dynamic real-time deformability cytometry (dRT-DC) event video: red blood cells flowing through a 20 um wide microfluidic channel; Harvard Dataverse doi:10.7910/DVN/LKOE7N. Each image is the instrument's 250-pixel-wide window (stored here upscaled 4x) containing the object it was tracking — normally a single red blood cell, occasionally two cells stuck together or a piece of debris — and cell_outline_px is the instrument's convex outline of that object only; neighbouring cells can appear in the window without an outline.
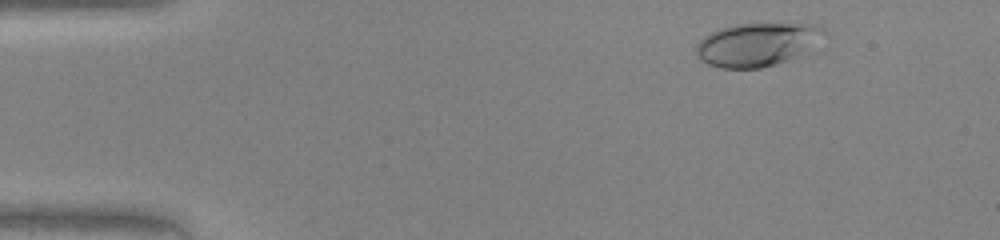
{"species": "human", "species_latin": "Homo sapiens", "temperature_condition": "warm", "stored_images_in_passage": 45, "camera_frame_rate_fps": 3000, "um_per_image_px": 0.085, "donor": {"sex": "female"}, "frame": {"image": 1, "passage_image": 4, "time_ms": 1.0, "image_size_px": [1000, 240], "cell_outline_px": [[828, 36], [788, 60], [776, 64], [760, 68], [720, 68], [708, 64], [700, 60], [696, 56], [696, 44], [704, 36], [720, 28], [736, 24], [812, 24], [824, 28], [828, 32]], "centroid_in_image_um": [64.34, 3.77], "position_along_channel_um": 20.7, "area_um2": 32.19}}
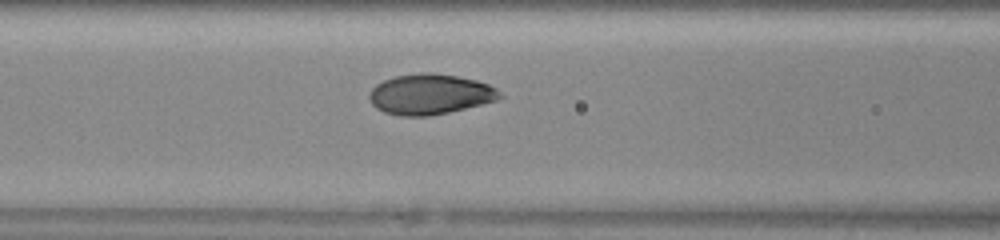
{"frame": {"image": 2, "passage_image": 18, "time_ms": 5.667, "image_size_px": [1000, 240], "cell_outline_px": [[504, 96], [496, 100], [448, 112], [428, 116], [400, 116], [384, 112], [376, 108], [372, 104], [368, 96], [368, 92], [376, 84], [384, 80], [396, 76], [420, 72], [432, 72], [456, 76], [476, 80], [488, 84], [496, 88]], "centroid_in_image_um": [36.52, 8.0], "position_along_channel_um": 130.1, "area_um2": 30.69}}
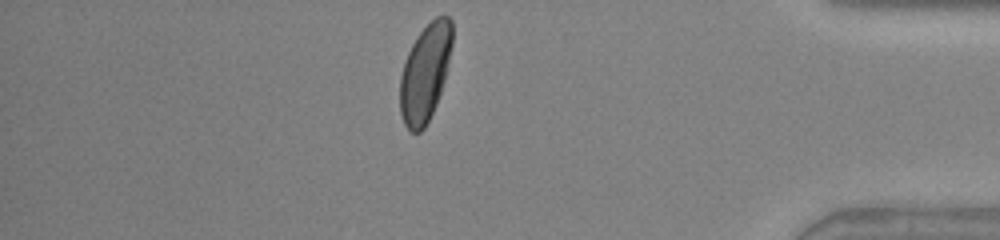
{"frame": {"image": 3, "passage_image": 39, "time_ms": 12.667, "image_size_px": [1000, 240], "cell_outline_px": [[452, 44], [444, 80], [436, 104], [424, 128], [420, 132], [408, 132], [404, 124], [400, 112], [400, 76], [408, 52], [412, 44], [420, 32], [436, 16], [448, 16], [452, 20]], "centroid_in_image_um": [36.12, 6.2], "position_along_channel_um": 399.1, "area_um2": 29.3}}